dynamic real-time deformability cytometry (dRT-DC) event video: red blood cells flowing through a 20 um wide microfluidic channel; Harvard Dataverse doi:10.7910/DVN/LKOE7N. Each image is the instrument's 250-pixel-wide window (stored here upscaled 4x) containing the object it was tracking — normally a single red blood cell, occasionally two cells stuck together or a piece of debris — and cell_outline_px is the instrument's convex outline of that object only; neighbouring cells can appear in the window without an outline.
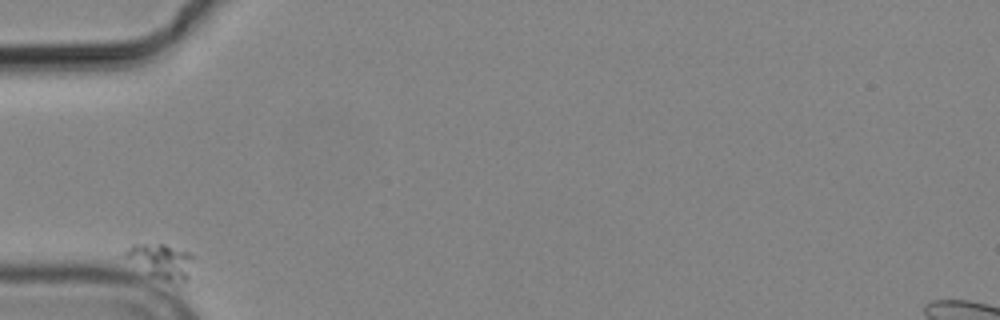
{"species": "common noctule bat (a hibernating species)", "species_latin": "Nyctalus noctula", "temperature_condition": "cold", "stored_images_in_passage": 10, "camera_frame_rate_fps": 3000, "um_per_image_px": 0.085, "animal": {"sex": "male", "body_mass_g": 19.2, "forearm_length_mm": 51.8}, "frame": {"image": 1, "passage_image": 1, "time_ms": 0.0, "image_size_px": [1000, 320], "cell_outline_px": [[192, 256], [188, 276], [184, 284], [160, 280], [148, 276], [124, 256], [124, 252], [132, 244], [164, 244], [188, 252]], "centroid_in_image_um": [13.66, 22.23], "position_along_channel_um": 71.3, "area_um2": 13.81}}
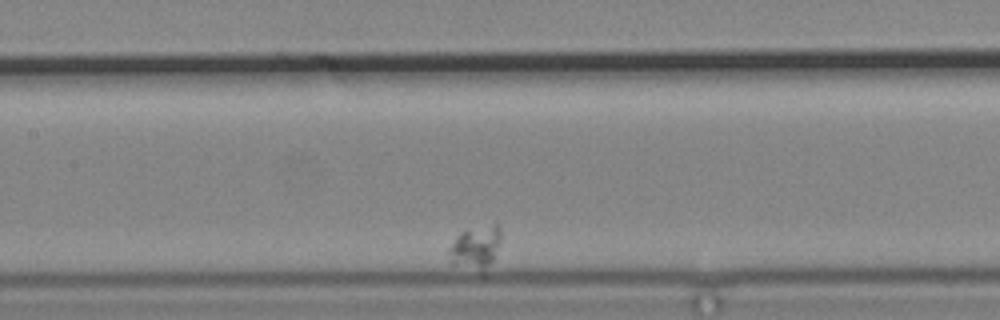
{"frame": {"image": 2, "passage_image": 4, "time_ms": 4.333, "image_size_px": [1000, 320], "cell_outline_px": [[500, 240], [492, 260], [484, 276], [480, 276], [452, 264], [448, 260], [448, 248], [460, 232], [492, 224], [496, 224], [500, 228]], "centroid_in_image_um": [40.38, 21.15], "position_along_channel_um": 167.0, "area_um2": 13.58}}
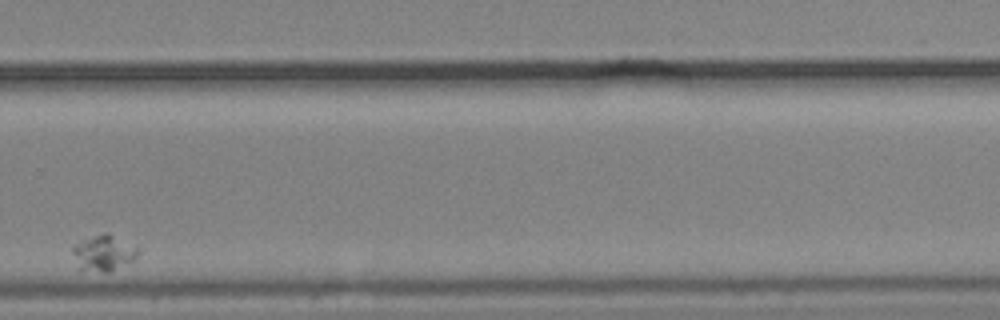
{"frame": {"image": 3, "passage_image": 9, "time_ms": 10.333, "image_size_px": [1000, 320], "cell_outline_px": [[140, 252], [132, 260], [112, 272], [104, 272], [80, 268], [72, 252], [72, 248], [84, 240], [104, 232], [108, 232], [140, 248]], "centroid_in_image_um": [8.87, 21.49], "position_along_channel_um": 320.9, "area_um2": 13.35}}